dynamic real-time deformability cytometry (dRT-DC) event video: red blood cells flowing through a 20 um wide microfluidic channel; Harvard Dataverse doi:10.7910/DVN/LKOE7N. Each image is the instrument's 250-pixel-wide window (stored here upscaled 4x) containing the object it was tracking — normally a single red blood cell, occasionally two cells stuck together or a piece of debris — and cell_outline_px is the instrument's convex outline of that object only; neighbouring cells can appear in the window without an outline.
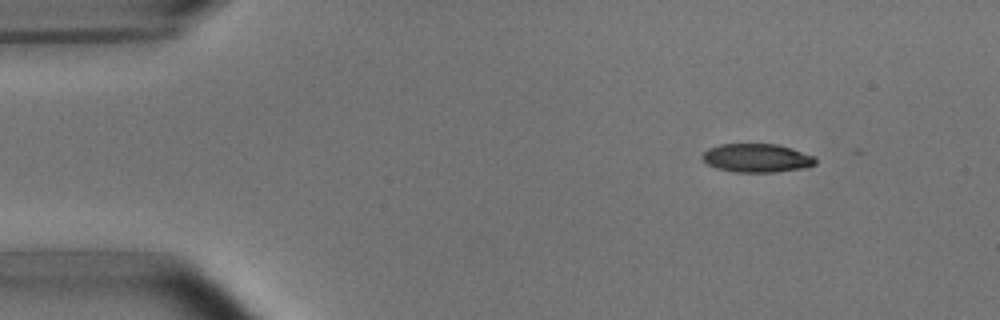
{"species": "common noctule bat (a hibernating species)", "species_latin": "Nyctalus noctula", "temperature_condition": "room temperature", "stored_images_in_passage": 6, "camera_frame_rate_fps": 3000, "um_per_image_px": 0.085, "animal": {"sex": "male", "body_mass_g": 15.6}, "frame": {"image": 1, "passage_image": 1, "time_ms": 0.0, "image_size_px": [1000, 320], "cell_outline_px": [[816, 164], [808, 168], [776, 172], [736, 172], [716, 168], [708, 164], [700, 156], [708, 148], [720, 144], [776, 144], [792, 148], [816, 156]], "centroid_in_image_um": [64.37, 13.43], "position_along_channel_um": 20.6, "area_um2": 19.07}}
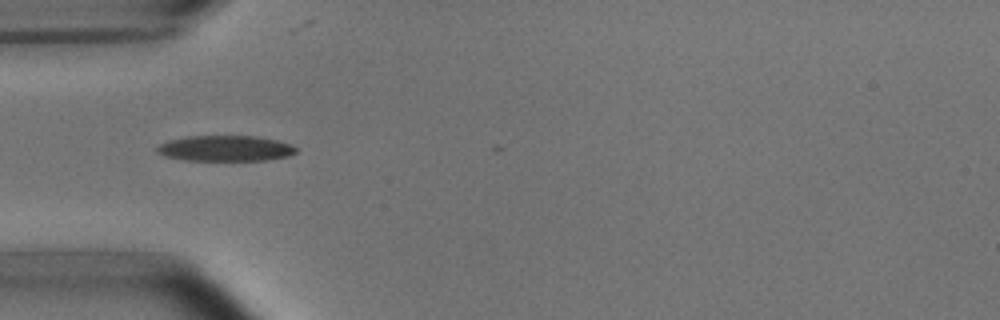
{"frame": {"image": 2, "passage_image": 4, "time_ms": 3.333, "image_size_px": [1000, 320], "cell_outline_px": [[296, 152], [288, 156], [268, 160], [184, 160], [164, 156], [156, 152], [156, 148], [160, 144], [168, 140], [188, 136], [256, 136], [276, 140], [292, 144], [296, 148]], "centroid_in_image_um": [19.14, 12.61], "position_along_channel_um": 65.9, "area_um2": 20.81}}
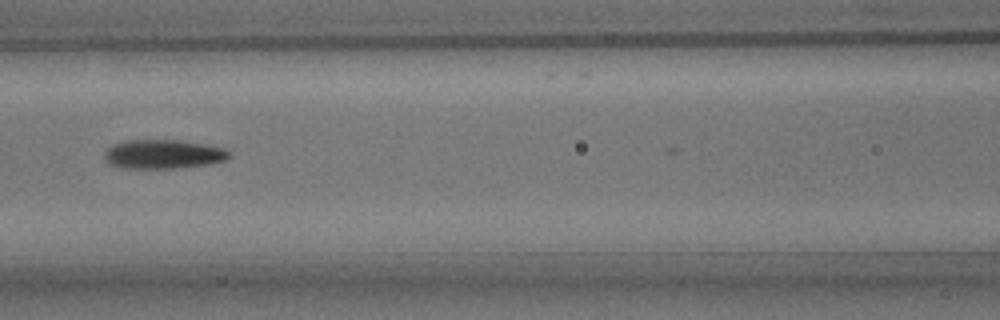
{"frame": {"image": 3, "passage_image": 6, "time_ms": 5.667, "image_size_px": [1000, 320], "cell_outline_px": [[228, 156], [224, 160], [208, 164], [180, 168], [120, 168], [108, 164], [104, 160], [104, 156], [108, 148], [112, 144], [124, 140], [180, 140], [208, 144], [224, 148], [228, 152]], "centroid_in_image_um": [13.82, 13.1], "position_along_channel_um": 152.8, "area_um2": 21.27}}